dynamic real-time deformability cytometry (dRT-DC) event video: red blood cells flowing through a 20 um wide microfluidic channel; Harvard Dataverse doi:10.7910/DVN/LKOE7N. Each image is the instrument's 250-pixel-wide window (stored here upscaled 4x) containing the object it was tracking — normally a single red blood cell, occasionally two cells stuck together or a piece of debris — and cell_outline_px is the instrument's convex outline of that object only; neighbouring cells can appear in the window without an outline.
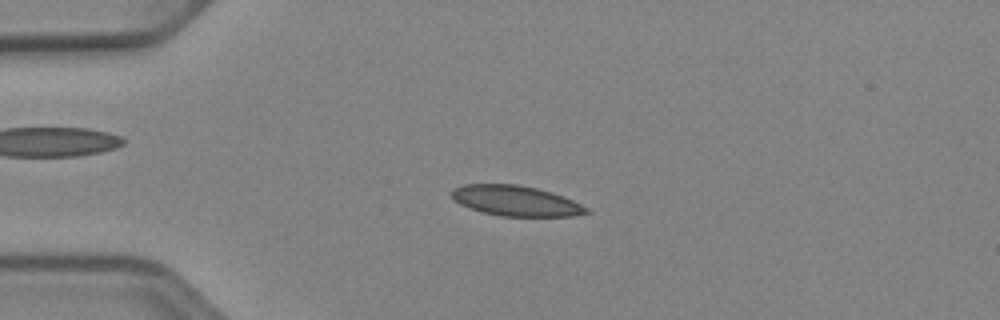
{"species": "Egyptian fruit bat (a non-hibernating species)", "species_latin": "Rousettus aegyptiacus", "temperature_condition": "cold", "stored_images_in_passage": 51, "camera_frame_rate_fps": 3000, "um_per_image_px": 0.085, "animal": {"sex": "female"}, "frame": {"image": 1, "passage_image": 12, "time_ms": 3.667, "image_size_px": [1000, 320], "cell_outline_px": [[592, 212], [572, 216], [500, 216], [484, 212], [460, 204], [452, 200], [452, 188], [464, 184], [516, 184], [536, 188], [552, 192], [564, 196], [588, 208]], "centroid_in_image_um": [43.84, 17.06], "position_along_channel_um": 41.2, "area_um2": 23.76}}
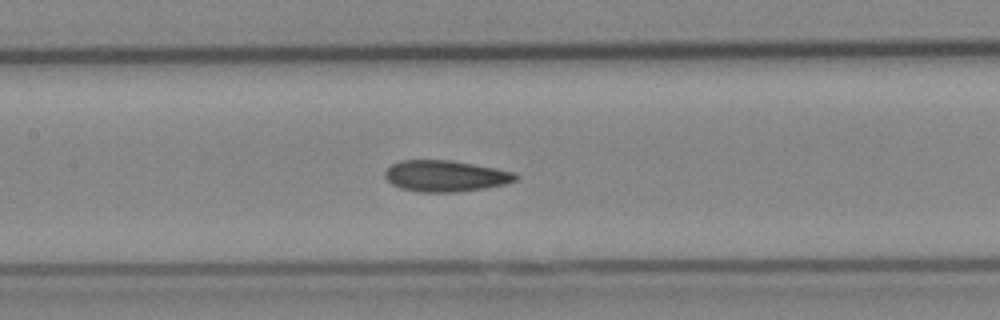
{"frame": {"image": 2, "passage_image": 24, "time_ms": 7.667, "image_size_px": [1000, 320], "cell_outline_px": [[520, 176], [516, 180], [504, 184], [484, 188], [456, 192], [420, 192], [400, 188], [392, 184], [384, 176], [384, 172], [392, 164], [400, 160], [452, 160], [496, 168], [516, 172]], "centroid_in_image_um": [37.88, 14.95], "position_along_channel_um": 169.5, "area_um2": 23.87}}
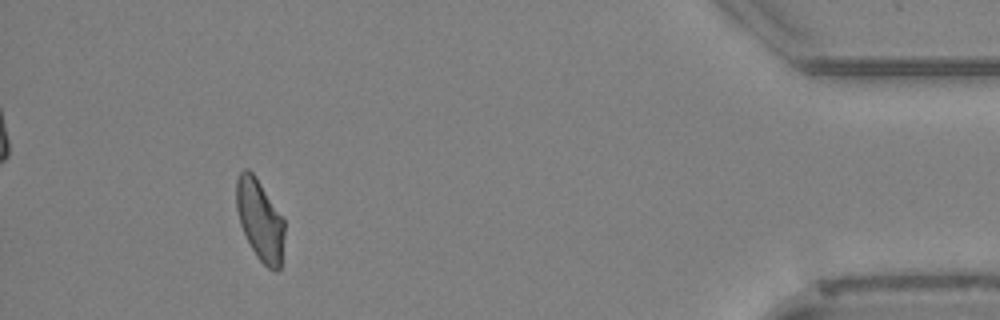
{"frame": {"image": 3, "passage_image": 47, "time_ms": 15.333, "image_size_px": [1000, 320], "cell_outline_px": [[284, 236], [280, 268], [276, 272], [268, 268], [256, 256], [240, 224], [236, 208], [236, 180], [240, 172], [244, 168], [248, 168], [256, 176], [284, 220]], "centroid_in_image_um": [22.08, 18.68], "position_along_channel_um": 413.1, "area_um2": 22.54}, "authors_computed_cell_mechanics": {"area_um2": 23.5246, "velocity_mm_per_s": 3.9538, "shape_relaxation_time_tau1_ms": 6.7269, "shape_relaxation_time_tau2_ms": 2.1638, "deformation_change_tau1": 0.1489, "deformation_change_tau2": 0.0848}}